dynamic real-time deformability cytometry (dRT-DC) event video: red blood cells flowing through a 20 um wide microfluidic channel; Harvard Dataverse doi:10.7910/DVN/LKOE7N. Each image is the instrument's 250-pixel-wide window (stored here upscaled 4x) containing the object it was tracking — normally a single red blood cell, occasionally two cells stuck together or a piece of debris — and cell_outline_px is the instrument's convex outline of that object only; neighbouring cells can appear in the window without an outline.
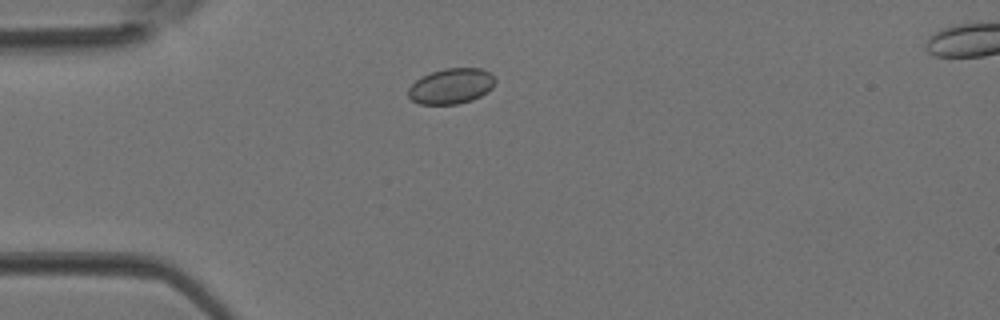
{"species": "Egyptian fruit bat (a non-hibernating species)", "species_latin": "Rousettus aegyptiacus", "temperature_condition": "room temperature", "stored_images_in_passage": 3, "camera_frame_rate_fps": 3000, "um_per_image_px": 0.085, "animal": {"sex": "female"}, "frame": {"image": 1, "passage_image": 2, "time_ms": 0.333, "image_size_px": [1000, 320], "cell_outline_px": [[496, 80], [492, 88], [488, 92], [472, 100], [456, 104], [420, 104], [412, 100], [408, 96], [408, 88], [420, 76], [444, 68], [480, 68], [492, 72], [496, 76]], "centroid_in_image_um": [38.38, 7.31], "position_along_channel_um": 46.6, "area_um2": 18.21}}
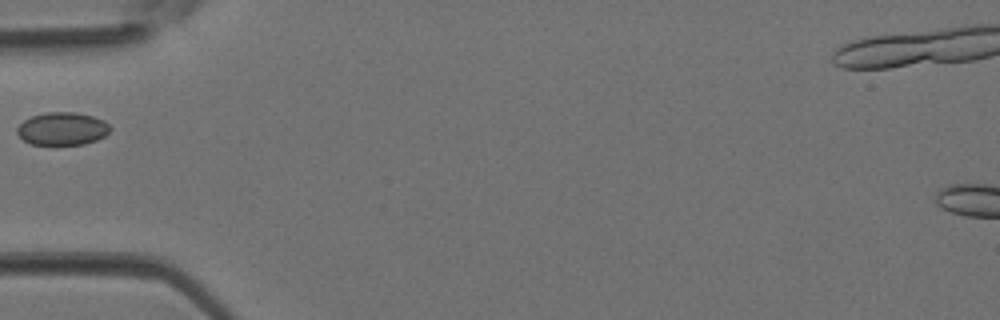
{"frame": {"image": 2, "passage_image": 3, "time_ms": 0.667, "image_size_px": [1000, 320], "cell_outline_px": [[112, 128], [104, 136], [96, 140], [84, 144], [32, 144], [24, 140], [16, 132], [16, 128], [24, 120], [32, 116], [44, 112], [72, 112], [92, 116], [104, 120]], "centroid_in_image_um": [5.3, 10.93], "position_along_channel_um": 79.7, "area_um2": 17.69}}